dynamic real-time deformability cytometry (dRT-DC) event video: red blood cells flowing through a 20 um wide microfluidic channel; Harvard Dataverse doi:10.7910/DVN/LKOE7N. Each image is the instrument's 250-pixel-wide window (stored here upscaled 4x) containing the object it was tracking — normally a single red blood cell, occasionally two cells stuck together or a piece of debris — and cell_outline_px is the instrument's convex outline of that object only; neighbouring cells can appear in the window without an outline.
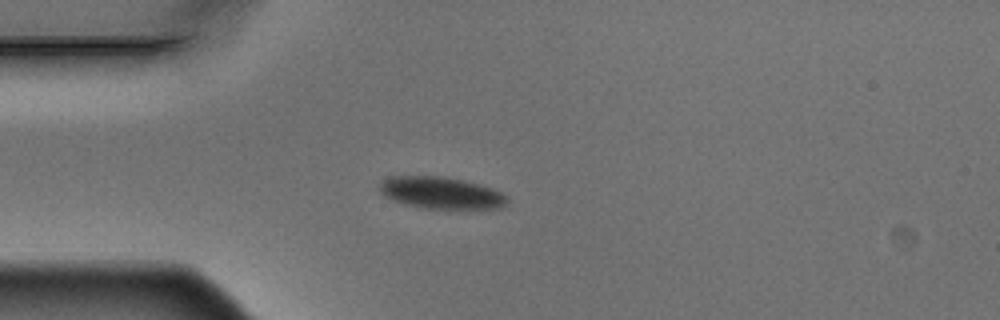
{"species": "Egyptian fruit bat (a non-hibernating species)", "species_latin": "Rousettus aegyptiacus", "temperature_condition": "warm", "stored_images_in_passage": 1, "camera_frame_rate_fps": 3000, "um_per_image_px": 0.085, "animal": {"sex": "male"}, "frame": {"image": 1, "passage_image": 1, "time_ms": 0.0, "image_size_px": [1000, 320], "cell_outline_px": [[508, 204], [504, 208], [420, 208], [404, 204], [392, 200], [384, 196], [380, 192], [380, 184], [384, 180], [392, 176], [444, 176], [464, 180], [480, 184], [492, 188], [508, 196]], "centroid_in_image_um": [37.52, 16.39], "position_along_channel_um": 47.5, "area_um2": 23.81}}